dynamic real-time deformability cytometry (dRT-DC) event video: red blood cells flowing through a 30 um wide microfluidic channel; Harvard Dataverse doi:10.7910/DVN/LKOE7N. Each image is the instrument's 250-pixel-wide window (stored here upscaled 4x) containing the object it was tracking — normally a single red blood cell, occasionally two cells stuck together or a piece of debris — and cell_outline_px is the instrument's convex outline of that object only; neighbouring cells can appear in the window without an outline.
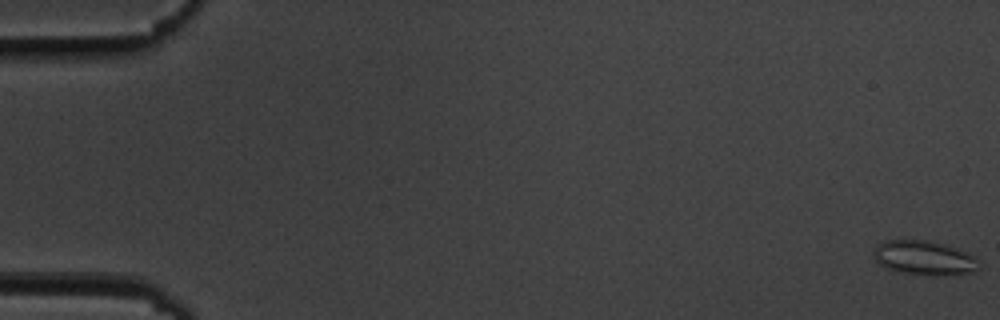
{"species": "common noctule bat (a hibernating species)", "species_latin": "Nyctalus noctula", "temperature_condition": "cold", "stored_images_in_passage": 57, "camera_frame_rate_fps": 3000, "um_per_image_px": 0.085, "animal": {"sex": "male", "body_mass_g": 19.5, "forearm_length_mm": 54.6}, "frame": {"image": 1, "passage_image": 1, "time_ms": 0.0, "image_size_px": [1000, 320], "cell_outline_px": [[980, 268], [972, 272], [932, 276], [904, 272], [888, 268], [880, 264], [872, 256], [872, 252], [876, 244], [884, 240], [928, 240], [944, 244], [964, 252], [972, 256], [976, 260]], "centroid_in_image_um": [78.49, 21.91], "position_along_channel_um": 6.5, "area_um2": 20.81}}
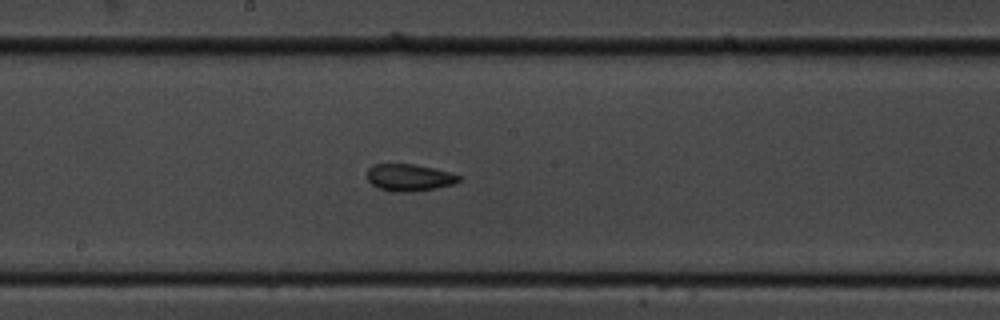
{"frame": {"image": 2, "passage_image": 31, "time_ms": 10.0, "image_size_px": [1000, 320], "cell_outline_px": [[460, 180], [452, 184], [436, 188], [412, 192], [392, 192], [376, 188], [368, 180], [368, 168], [372, 164], [412, 164], [432, 168], [448, 172], [460, 176]], "centroid_in_image_um": [34.73, 15.1], "position_along_channel_um": 213.5, "area_um2": 14.39}}
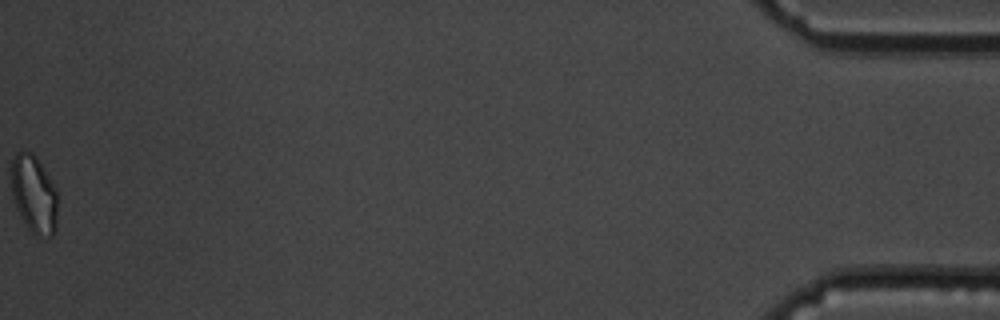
{"frame": {"image": 3, "passage_image": 57, "time_ms": 18.667, "image_size_px": [1000, 320], "cell_outline_px": [[56, 232], [52, 236], [36, 236], [28, 228], [20, 216], [16, 208], [12, 196], [12, 160], [16, 152], [20, 148], [32, 152], [36, 156], [56, 188]], "centroid_in_image_um": [2.88, 16.48], "position_along_channel_um": 432.3, "area_um2": 21.1}, "authors_computed_cell_mechanics": {"area_um2": 15.6638, "velocity_mm_per_s": 3.6162, "shape_relaxation_time_tau1_ms": 6.7268, "shape_relaxation_time_tau2_ms": 2.2195, "deformation_change_tau1": 0.1037, "deformation_change_tau2": 0.0705}}